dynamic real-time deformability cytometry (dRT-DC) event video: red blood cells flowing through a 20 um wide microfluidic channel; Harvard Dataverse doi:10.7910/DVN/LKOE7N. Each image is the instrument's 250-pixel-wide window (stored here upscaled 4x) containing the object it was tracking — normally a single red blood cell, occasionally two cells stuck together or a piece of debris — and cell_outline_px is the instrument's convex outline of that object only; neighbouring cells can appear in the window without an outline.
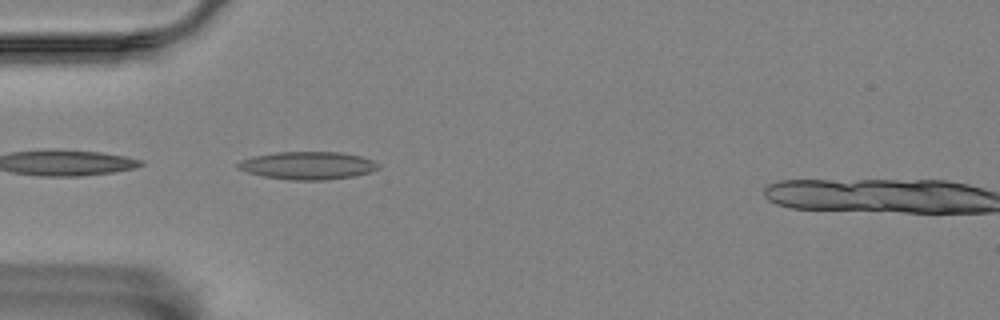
{"species": "Egyptian fruit bat (a non-hibernating species)", "species_latin": "Rousettus aegyptiacus", "temperature_condition": "room temperature", "stored_images_in_passage": 37, "camera_frame_rate_fps": 3000, "um_per_image_px": 0.085, "animal": {"sex": "female"}, "frame": {"image": 1, "passage_image": 1, "time_ms": 0.0, "image_size_px": [1000, 320], "cell_outline_px": [[380, 168], [368, 172], [352, 176], [324, 180], [288, 180], [264, 176], [248, 172], [236, 168], [236, 164], [240, 160], [252, 156], [276, 152], [344, 152], [360, 156], [372, 160], [380, 164]], "centroid_in_image_um": [26.13, 14.06], "position_along_channel_um": 58.9, "area_um2": 22.77}}
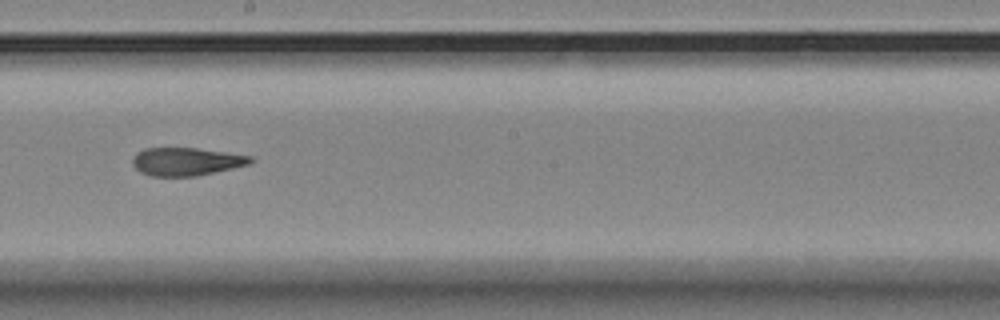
{"frame": {"image": 2, "passage_image": 16, "time_ms": 5.0, "image_size_px": [1000, 320], "cell_outline_px": [[252, 160], [248, 164], [232, 168], [196, 176], [152, 176], [140, 172], [132, 164], [132, 160], [136, 152], [144, 148], [196, 148], [252, 156]], "centroid_in_image_um": [15.78, 13.73], "position_along_channel_um": 232.4, "area_um2": 19.07}}
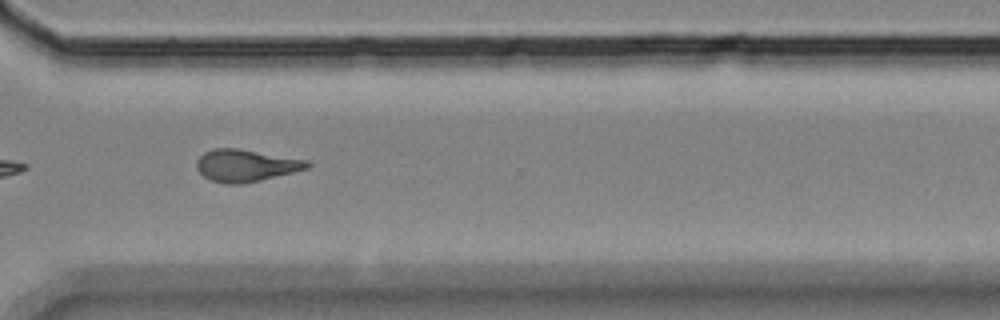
{"frame": {"image": 3, "passage_image": 26, "time_ms": 8.333, "image_size_px": [1000, 320], "cell_outline_px": [[312, 164], [308, 168], [260, 180], [240, 184], [228, 184], [208, 180], [196, 168], [196, 160], [204, 152], [212, 148], [236, 148], [308, 160]], "centroid_in_image_um": [20.86, 14.06], "position_along_channel_um": 349.7, "area_um2": 20.63}, "authors_computed_cell_mechanics": {"area_um2": 19.7676, "velocity_mm_per_s": 3.5251, "shape_relaxation_time_tau1_ms": null, "shape_relaxation_time_tau2_ms": 1.8227, "deformation_change_tau1": null, "deformation_change_tau2": 0.1008}}